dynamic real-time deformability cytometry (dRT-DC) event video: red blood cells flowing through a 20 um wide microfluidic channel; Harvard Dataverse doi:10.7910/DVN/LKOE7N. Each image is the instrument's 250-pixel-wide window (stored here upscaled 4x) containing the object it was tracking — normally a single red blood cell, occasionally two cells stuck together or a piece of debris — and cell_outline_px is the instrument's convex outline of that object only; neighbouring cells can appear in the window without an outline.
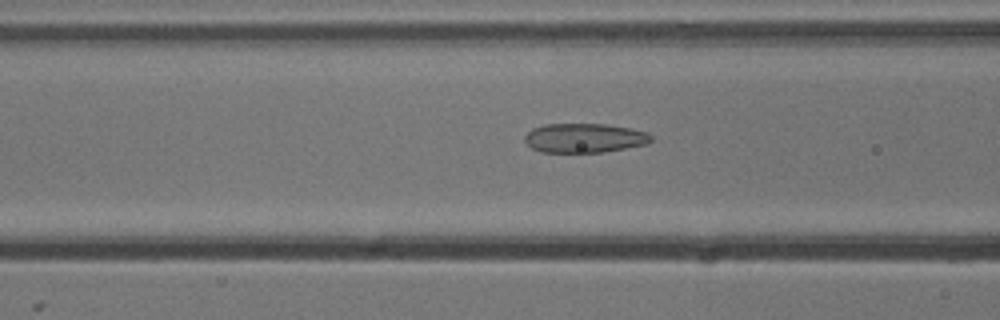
{"species": "common noctule bat (a hibernating species)", "species_latin": "Nyctalus noctula", "temperature_condition": "cold", "stored_images_in_passage": 53, "camera_frame_rate_fps": 3000, "um_per_image_px": 0.085, "animal": {"sex": "male", "body_mass_g": 13.3}, "frame": {"image": 1, "passage_image": 20, "time_ms": 6.333, "image_size_px": [1000, 320], "cell_outline_px": [[652, 140], [648, 144], [600, 152], [540, 152], [532, 148], [524, 140], [524, 136], [532, 128], [544, 124], [608, 124], [632, 128], [648, 132], [652, 136]], "centroid_in_image_um": [49.69, 11.72], "position_along_channel_um": 116.9, "area_um2": 21.68}}
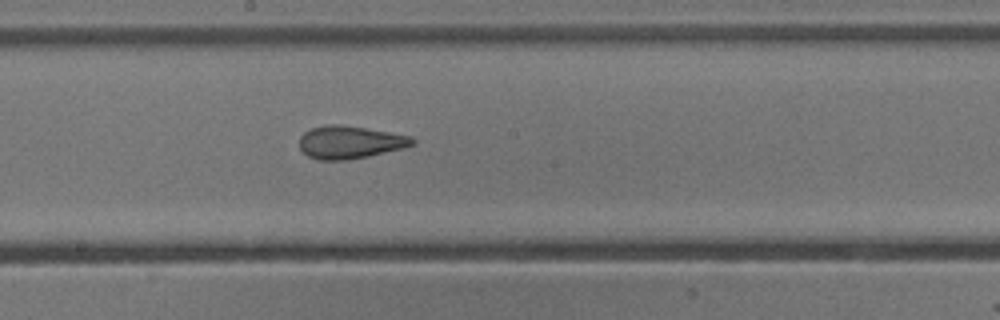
{"frame": {"image": 2, "passage_image": 28, "time_ms": 9.0, "image_size_px": [1000, 320], "cell_outline_px": [[416, 144], [404, 148], [368, 156], [344, 160], [316, 160], [308, 156], [300, 148], [300, 136], [304, 132], [312, 128], [328, 124], [340, 124], [412, 136], [416, 140]], "centroid_in_image_um": [29.76, 12.09], "position_along_channel_um": 218.4, "area_um2": 21.56}}
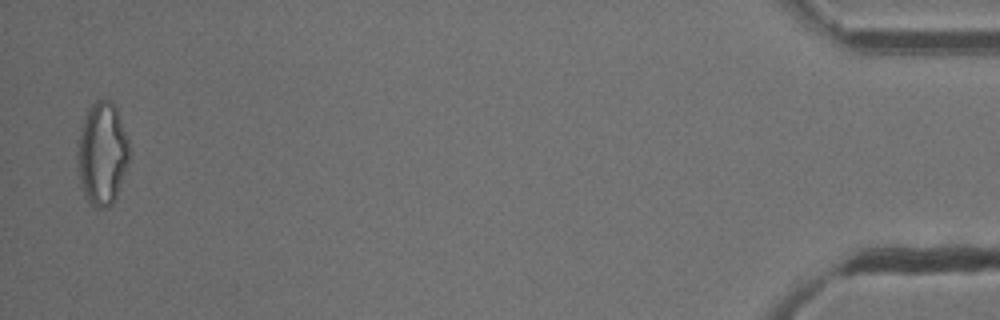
{"frame": {"image": 3, "passage_image": 52, "time_ms": 17.0, "image_size_px": [1000, 320], "cell_outline_px": [[128, 164], [116, 196], [112, 204], [108, 208], [96, 208], [88, 200], [80, 188], [76, 160], [76, 152], [80, 128], [88, 108], [96, 100], [112, 100], [116, 104], [128, 136]], "centroid_in_image_um": [8.67, 13.03], "position_along_channel_um": 426.5, "area_um2": 31.62}, "authors_computed_cell_mechanics": {"area_um2": 23.3512, "velocity_mm_per_s": 3.7879, "shape_relaxation_time_tau1_ms": 7.5082, "shape_relaxation_time_tau2_ms": 1.8392, "deformation_change_tau1": 0.1681, "deformation_change_tau2": 0.0888}}